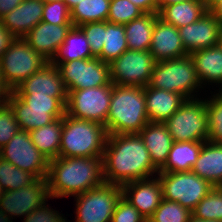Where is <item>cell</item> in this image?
Wrapping results in <instances>:
<instances>
[{"label":"cell","instance_id":"cell-43","mask_svg":"<svg viewBox=\"0 0 222 222\" xmlns=\"http://www.w3.org/2000/svg\"><path fill=\"white\" fill-rule=\"evenodd\" d=\"M14 40L15 37L7 31L0 21V59L2 54L7 50Z\"/></svg>","mask_w":222,"mask_h":222},{"label":"cell","instance_id":"cell-48","mask_svg":"<svg viewBox=\"0 0 222 222\" xmlns=\"http://www.w3.org/2000/svg\"><path fill=\"white\" fill-rule=\"evenodd\" d=\"M159 9L164 5H170L173 3L184 2L189 0H157Z\"/></svg>","mask_w":222,"mask_h":222},{"label":"cell","instance_id":"cell-36","mask_svg":"<svg viewBox=\"0 0 222 222\" xmlns=\"http://www.w3.org/2000/svg\"><path fill=\"white\" fill-rule=\"evenodd\" d=\"M192 212L175 201L162 199L147 222H188Z\"/></svg>","mask_w":222,"mask_h":222},{"label":"cell","instance_id":"cell-52","mask_svg":"<svg viewBox=\"0 0 222 222\" xmlns=\"http://www.w3.org/2000/svg\"><path fill=\"white\" fill-rule=\"evenodd\" d=\"M214 91H217L216 93L222 97V85L219 87L218 90L217 89L215 90V88H214Z\"/></svg>","mask_w":222,"mask_h":222},{"label":"cell","instance_id":"cell-2","mask_svg":"<svg viewBox=\"0 0 222 222\" xmlns=\"http://www.w3.org/2000/svg\"><path fill=\"white\" fill-rule=\"evenodd\" d=\"M52 199L73 197L104 183L102 157H58L49 161L47 175Z\"/></svg>","mask_w":222,"mask_h":222},{"label":"cell","instance_id":"cell-28","mask_svg":"<svg viewBox=\"0 0 222 222\" xmlns=\"http://www.w3.org/2000/svg\"><path fill=\"white\" fill-rule=\"evenodd\" d=\"M204 141L173 142L165 165L159 172L192 171Z\"/></svg>","mask_w":222,"mask_h":222},{"label":"cell","instance_id":"cell-38","mask_svg":"<svg viewBox=\"0 0 222 222\" xmlns=\"http://www.w3.org/2000/svg\"><path fill=\"white\" fill-rule=\"evenodd\" d=\"M21 130L13 113L12 107L6 102L0 104V149Z\"/></svg>","mask_w":222,"mask_h":222},{"label":"cell","instance_id":"cell-47","mask_svg":"<svg viewBox=\"0 0 222 222\" xmlns=\"http://www.w3.org/2000/svg\"><path fill=\"white\" fill-rule=\"evenodd\" d=\"M210 11L215 15L222 25V2H218Z\"/></svg>","mask_w":222,"mask_h":222},{"label":"cell","instance_id":"cell-32","mask_svg":"<svg viewBox=\"0 0 222 222\" xmlns=\"http://www.w3.org/2000/svg\"><path fill=\"white\" fill-rule=\"evenodd\" d=\"M111 0H81L71 9L73 26L107 21Z\"/></svg>","mask_w":222,"mask_h":222},{"label":"cell","instance_id":"cell-29","mask_svg":"<svg viewBox=\"0 0 222 222\" xmlns=\"http://www.w3.org/2000/svg\"><path fill=\"white\" fill-rule=\"evenodd\" d=\"M158 17V12L144 13L124 25L128 49L149 51L153 28Z\"/></svg>","mask_w":222,"mask_h":222},{"label":"cell","instance_id":"cell-15","mask_svg":"<svg viewBox=\"0 0 222 222\" xmlns=\"http://www.w3.org/2000/svg\"><path fill=\"white\" fill-rule=\"evenodd\" d=\"M0 157L15 167L30 172L37 179L47 178L49 160L33 144L29 131L19 130L0 149Z\"/></svg>","mask_w":222,"mask_h":222},{"label":"cell","instance_id":"cell-45","mask_svg":"<svg viewBox=\"0 0 222 222\" xmlns=\"http://www.w3.org/2000/svg\"><path fill=\"white\" fill-rule=\"evenodd\" d=\"M23 0H0V19L16 8Z\"/></svg>","mask_w":222,"mask_h":222},{"label":"cell","instance_id":"cell-26","mask_svg":"<svg viewBox=\"0 0 222 222\" xmlns=\"http://www.w3.org/2000/svg\"><path fill=\"white\" fill-rule=\"evenodd\" d=\"M207 11L204 0H189L162 6L158 15L177 29L198 21Z\"/></svg>","mask_w":222,"mask_h":222},{"label":"cell","instance_id":"cell-22","mask_svg":"<svg viewBox=\"0 0 222 222\" xmlns=\"http://www.w3.org/2000/svg\"><path fill=\"white\" fill-rule=\"evenodd\" d=\"M186 100L179 93L145 86V105L149 122L164 123Z\"/></svg>","mask_w":222,"mask_h":222},{"label":"cell","instance_id":"cell-27","mask_svg":"<svg viewBox=\"0 0 222 222\" xmlns=\"http://www.w3.org/2000/svg\"><path fill=\"white\" fill-rule=\"evenodd\" d=\"M95 58L90 50L89 42L84 32L78 26H72L64 42L58 47L55 55L49 61L53 65L71 60Z\"/></svg>","mask_w":222,"mask_h":222},{"label":"cell","instance_id":"cell-23","mask_svg":"<svg viewBox=\"0 0 222 222\" xmlns=\"http://www.w3.org/2000/svg\"><path fill=\"white\" fill-rule=\"evenodd\" d=\"M202 87L222 85V46L220 44L189 54Z\"/></svg>","mask_w":222,"mask_h":222},{"label":"cell","instance_id":"cell-35","mask_svg":"<svg viewBox=\"0 0 222 222\" xmlns=\"http://www.w3.org/2000/svg\"><path fill=\"white\" fill-rule=\"evenodd\" d=\"M192 215L222 222V187H214L195 207Z\"/></svg>","mask_w":222,"mask_h":222},{"label":"cell","instance_id":"cell-31","mask_svg":"<svg viewBox=\"0 0 222 222\" xmlns=\"http://www.w3.org/2000/svg\"><path fill=\"white\" fill-rule=\"evenodd\" d=\"M127 49L124 25L104 21V44L98 58L109 64Z\"/></svg>","mask_w":222,"mask_h":222},{"label":"cell","instance_id":"cell-53","mask_svg":"<svg viewBox=\"0 0 222 222\" xmlns=\"http://www.w3.org/2000/svg\"><path fill=\"white\" fill-rule=\"evenodd\" d=\"M219 44L222 46V25H221V28H220Z\"/></svg>","mask_w":222,"mask_h":222},{"label":"cell","instance_id":"cell-54","mask_svg":"<svg viewBox=\"0 0 222 222\" xmlns=\"http://www.w3.org/2000/svg\"><path fill=\"white\" fill-rule=\"evenodd\" d=\"M3 193H4V189L0 186V198L2 197Z\"/></svg>","mask_w":222,"mask_h":222},{"label":"cell","instance_id":"cell-3","mask_svg":"<svg viewBox=\"0 0 222 222\" xmlns=\"http://www.w3.org/2000/svg\"><path fill=\"white\" fill-rule=\"evenodd\" d=\"M148 122L145 87L113 84L105 123L108 135L139 133Z\"/></svg>","mask_w":222,"mask_h":222},{"label":"cell","instance_id":"cell-6","mask_svg":"<svg viewBox=\"0 0 222 222\" xmlns=\"http://www.w3.org/2000/svg\"><path fill=\"white\" fill-rule=\"evenodd\" d=\"M149 86L179 93L186 99L198 98V96L203 98L204 95L199 94L202 90L203 93L207 92L202 87L190 55L156 62Z\"/></svg>","mask_w":222,"mask_h":222},{"label":"cell","instance_id":"cell-33","mask_svg":"<svg viewBox=\"0 0 222 222\" xmlns=\"http://www.w3.org/2000/svg\"><path fill=\"white\" fill-rule=\"evenodd\" d=\"M36 179L30 172L23 171L0 157V186L4 191L29 186Z\"/></svg>","mask_w":222,"mask_h":222},{"label":"cell","instance_id":"cell-21","mask_svg":"<svg viewBox=\"0 0 222 222\" xmlns=\"http://www.w3.org/2000/svg\"><path fill=\"white\" fill-rule=\"evenodd\" d=\"M44 4L43 0H23L0 21L15 38H23L42 21Z\"/></svg>","mask_w":222,"mask_h":222},{"label":"cell","instance_id":"cell-30","mask_svg":"<svg viewBox=\"0 0 222 222\" xmlns=\"http://www.w3.org/2000/svg\"><path fill=\"white\" fill-rule=\"evenodd\" d=\"M62 127L63 118H57L43 127L29 131L33 144L49 161L59 157Z\"/></svg>","mask_w":222,"mask_h":222},{"label":"cell","instance_id":"cell-20","mask_svg":"<svg viewBox=\"0 0 222 222\" xmlns=\"http://www.w3.org/2000/svg\"><path fill=\"white\" fill-rule=\"evenodd\" d=\"M72 26V24L54 25L41 21L23 39L47 61H50Z\"/></svg>","mask_w":222,"mask_h":222},{"label":"cell","instance_id":"cell-49","mask_svg":"<svg viewBox=\"0 0 222 222\" xmlns=\"http://www.w3.org/2000/svg\"><path fill=\"white\" fill-rule=\"evenodd\" d=\"M207 11H210L218 2L222 0H204Z\"/></svg>","mask_w":222,"mask_h":222},{"label":"cell","instance_id":"cell-51","mask_svg":"<svg viewBox=\"0 0 222 222\" xmlns=\"http://www.w3.org/2000/svg\"><path fill=\"white\" fill-rule=\"evenodd\" d=\"M81 0H63V2L68 6V8L71 10L75 5L78 4Z\"/></svg>","mask_w":222,"mask_h":222},{"label":"cell","instance_id":"cell-44","mask_svg":"<svg viewBox=\"0 0 222 222\" xmlns=\"http://www.w3.org/2000/svg\"><path fill=\"white\" fill-rule=\"evenodd\" d=\"M133 4L142 9L145 13H155L159 11L157 0H130Z\"/></svg>","mask_w":222,"mask_h":222},{"label":"cell","instance_id":"cell-5","mask_svg":"<svg viewBox=\"0 0 222 222\" xmlns=\"http://www.w3.org/2000/svg\"><path fill=\"white\" fill-rule=\"evenodd\" d=\"M7 103L12 107L20 129L31 131L43 127L66 114L67 97L16 95L13 91Z\"/></svg>","mask_w":222,"mask_h":222},{"label":"cell","instance_id":"cell-8","mask_svg":"<svg viewBox=\"0 0 222 222\" xmlns=\"http://www.w3.org/2000/svg\"><path fill=\"white\" fill-rule=\"evenodd\" d=\"M206 96L187 99L164 125L175 142L207 141L209 135Z\"/></svg>","mask_w":222,"mask_h":222},{"label":"cell","instance_id":"cell-25","mask_svg":"<svg viewBox=\"0 0 222 222\" xmlns=\"http://www.w3.org/2000/svg\"><path fill=\"white\" fill-rule=\"evenodd\" d=\"M192 172L214 187H222V144L204 141Z\"/></svg>","mask_w":222,"mask_h":222},{"label":"cell","instance_id":"cell-24","mask_svg":"<svg viewBox=\"0 0 222 222\" xmlns=\"http://www.w3.org/2000/svg\"><path fill=\"white\" fill-rule=\"evenodd\" d=\"M149 151L152 164L160 170L167 162L174 142L164 123L148 122L138 133Z\"/></svg>","mask_w":222,"mask_h":222},{"label":"cell","instance_id":"cell-14","mask_svg":"<svg viewBox=\"0 0 222 222\" xmlns=\"http://www.w3.org/2000/svg\"><path fill=\"white\" fill-rule=\"evenodd\" d=\"M57 66L68 93L111 84L109 64L99 58L71 60Z\"/></svg>","mask_w":222,"mask_h":222},{"label":"cell","instance_id":"cell-1","mask_svg":"<svg viewBox=\"0 0 222 222\" xmlns=\"http://www.w3.org/2000/svg\"><path fill=\"white\" fill-rule=\"evenodd\" d=\"M102 158L104 182L121 187L159 172L138 133L108 135Z\"/></svg>","mask_w":222,"mask_h":222},{"label":"cell","instance_id":"cell-34","mask_svg":"<svg viewBox=\"0 0 222 222\" xmlns=\"http://www.w3.org/2000/svg\"><path fill=\"white\" fill-rule=\"evenodd\" d=\"M210 94L205 98L209 128L207 141L222 144V97L216 91Z\"/></svg>","mask_w":222,"mask_h":222},{"label":"cell","instance_id":"cell-12","mask_svg":"<svg viewBox=\"0 0 222 222\" xmlns=\"http://www.w3.org/2000/svg\"><path fill=\"white\" fill-rule=\"evenodd\" d=\"M156 61L149 51L127 49L109 63L114 85L145 87L149 85Z\"/></svg>","mask_w":222,"mask_h":222},{"label":"cell","instance_id":"cell-19","mask_svg":"<svg viewBox=\"0 0 222 222\" xmlns=\"http://www.w3.org/2000/svg\"><path fill=\"white\" fill-rule=\"evenodd\" d=\"M149 52L156 62L189 55L183 46L179 30L159 17L153 28Z\"/></svg>","mask_w":222,"mask_h":222},{"label":"cell","instance_id":"cell-50","mask_svg":"<svg viewBox=\"0 0 222 222\" xmlns=\"http://www.w3.org/2000/svg\"><path fill=\"white\" fill-rule=\"evenodd\" d=\"M188 222H220V221H216V220H203V219H199L196 218L194 215H191Z\"/></svg>","mask_w":222,"mask_h":222},{"label":"cell","instance_id":"cell-46","mask_svg":"<svg viewBox=\"0 0 222 222\" xmlns=\"http://www.w3.org/2000/svg\"><path fill=\"white\" fill-rule=\"evenodd\" d=\"M11 93L10 89L4 83L1 70H0V104L6 103L9 94Z\"/></svg>","mask_w":222,"mask_h":222},{"label":"cell","instance_id":"cell-55","mask_svg":"<svg viewBox=\"0 0 222 222\" xmlns=\"http://www.w3.org/2000/svg\"><path fill=\"white\" fill-rule=\"evenodd\" d=\"M44 2L63 1V0H43Z\"/></svg>","mask_w":222,"mask_h":222},{"label":"cell","instance_id":"cell-10","mask_svg":"<svg viewBox=\"0 0 222 222\" xmlns=\"http://www.w3.org/2000/svg\"><path fill=\"white\" fill-rule=\"evenodd\" d=\"M163 199L175 201L191 212L214 188L208 181L192 171L158 172Z\"/></svg>","mask_w":222,"mask_h":222},{"label":"cell","instance_id":"cell-7","mask_svg":"<svg viewBox=\"0 0 222 222\" xmlns=\"http://www.w3.org/2000/svg\"><path fill=\"white\" fill-rule=\"evenodd\" d=\"M47 62L23 38H15L0 59L3 81L13 91Z\"/></svg>","mask_w":222,"mask_h":222},{"label":"cell","instance_id":"cell-18","mask_svg":"<svg viewBox=\"0 0 222 222\" xmlns=\"http://www.w3.org/2000/svg\"><path fill=\"white\" fill-rule=\"evenodd\" d=\"M13 92L16 95L68 97L58 66L49 61L39 71L18 85Z\"/></svg>","mask_w":222,"mask_h":222},{"label":"cell","instance_id":"cell-17","mask_svg":"<svg viewBox=\"0 0 222 222\" xmlns=\"http://www.w3.org/2000/svg\"><path fill=\"white\" fill-rule=\"evenodd\" d=\"M122 193L147 221L163 199L162 185L157 175L123 185Z\"/></svg>","mask_w":222,"mask_h":222},{"label":"cell","instance_id":"cell-39","mask_svg":"<svg viewBox=\"0 0 222 222\" xmlns=\"http://www.w3.org/2000/svg\"><path fill=\"white\" fill-rule=\"evenodd\" d=\"M42 21L54 24H72L71 10L63 1L45 2Z\"/></svg>","mask_w":222,"mask_h":222},{"label":"cell","instance_id":"cell-13","mask_svg":"<svg viewBox=\"0 0 222 222\" xmlns=\"http://www.w3.org/2000/svg\"><path fill=\"white\" fill-rule=\"evenodd\" d=\"M48 199L51 197L47 178L36 179L23 188L4 191L0 198V222H13L16 216L25 218L31 211L48 202Z\"/></svg>","mask_w":222,"mask_h":222},{"label":"cell","instance_id":"cell-4","mask_svg":"<svg viewBox=\"0 0 222 222\" xmlns=\"http://www.w3.org/2000/svg\"><path fill=\"white\" fill-rule=\"evenodd\" d=\"M107 137L104 125L65 114L59 157H103Z\"/></svg>","mask_w":222,"mask_h":222},{"label":"cell","instance_id":"cell-42","mask_svg":"<svg viewBox=\"0 0 222 222\" xmlns=\"http://www.w3.org/2000/svg\"><path fill=\"white\" fill-rule=\"evenodd\" d=\"M66 217L59 213L57 210L52 209L48 203L40 206L39 208L31 211L23 222H68Z\"/></svg>","mask_w":222,"mask_h":222},{"label":"cell","instance_id":"cell-11","mask_svg":"<svg viewBox=\"0 0 222 222\" xmlns=\"http://www.w3.org/2000/svg\"><path fill=\"white\" fill-rule=\"evenodd\" d=\"M113 84L68 93L66 114L81 120L94 121L105 126Z\"/></svg>","mask_w":222,"mask_h":222},{"label":"cell","instance_id":"cell-9","mask_svg":"<svg viewBox=\"0 0 222 222\" xmlns=\"http://www.w3.org/2000/svg\"><path fill=\"white\" fill-rule=\"evenodd\" d=\"M122 196L121 186L105 182L73 196L76 202L73 222H111L116 205Z\"/></svg>","mask_w":222,"mask_h":222},{"label":"cell","instance_id":"cell-37","mask_svg":"<svg viewBox=\"0 0 222 222\" xmlns=\"http://www.w3.org/2000/svg\"><path fill=\"white\" fill-rule=\"evenodd\" d=\"M145 12L130 0H111L108 22L125 25L141 17Z\"/></svg>","mask_w":222,"mask_h":222},{"label":"cell","instance_id":"cell-41","mask_svg":"<svg viewBox=\"0 0 222 222\" xmlns=\"http://www.w3.org/2000/svg\"><path fill=\"white\" fill-rule=\"evenodd\" d=\"M111 222H147V220L122 196L116 205Z\"/></svg>","mask_w":222,"mask_h":222},{"label":"cell","instance_id":"cell-16","mask_svg":"<svg viewBox=\"0 0 222 222\" xmlns=\"http://www.w3.org/2000/svg\"><path fill=\"white\" fill-rule=\"evenodd\" d=\"M220 28V21L211 11H206L198 21L178 28V30L185 50L191 54L196 50L218 45Z\"/></svg>","mask_w":222,"mask_h":222},{"label":"cell","instance_id":"cell-40","mask_svg":"<svg viewBox=\"0 0 222 222\" xmlns=\"http://www.w3.org/2000/svg\"><path fill=\"white\" fill-rule=\"evenodd\" d=\"M85 34L92 55L98 58L104 44V21L90 22L78 26Z\"/></svg>","mask_w":222,"mask_h":222}]
</instances>
